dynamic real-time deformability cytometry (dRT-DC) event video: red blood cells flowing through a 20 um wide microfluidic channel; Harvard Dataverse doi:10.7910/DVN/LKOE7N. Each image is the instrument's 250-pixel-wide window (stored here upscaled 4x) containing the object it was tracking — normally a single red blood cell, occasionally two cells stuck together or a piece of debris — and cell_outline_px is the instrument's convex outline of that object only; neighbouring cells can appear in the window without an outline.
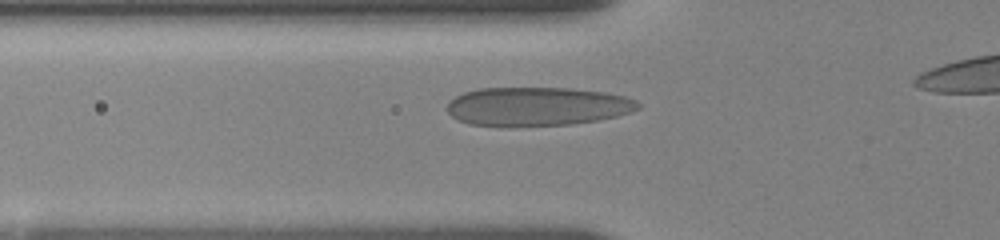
{"species": "human", "species_latin": "Homo sapiens", "temperature_condition": "room temperature", "stored_images_in_passage": 17, "camera_frame_rate_fps": 3000, "um_per_image_px": 0.085, "donor": {"sex": "female"}, "frame": {"image": 1, "passage_image": 2, "time_ms": 0.667, "image_size_px": [1000, 240], "cell_outline_px": [[640, 108], [616, 116], [596, 120], [572, 124], [468, 124], [452, 116], [448, 112], [448, 100], [464, 92], [480, 88], [568, 88], [604, 92], [624, 96], [636, 100], [640, 104]], "centroid_in_image_um": [45.67, 9.01], "position_along_channel_um": 80.1, "area_um2": 42.08}}
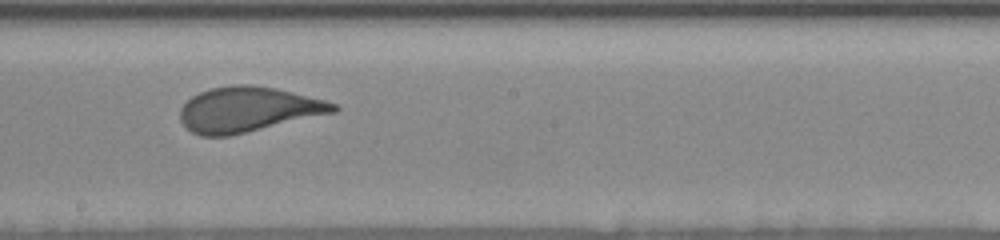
{"frame": {"image": 2, "passage_image": 9, "time_ms": 4.667, "image_size_px": [1000, 240], "cell_outline_px": [[340, 108], [336, 112], [228, 136], [200, 136], [192, 132], [180, 120], [180, 108], [192, 96], [200, 92], [212, 88], [232, 84], [252, 84], [276, 88], [324, 100], [336, 104]], "centroid_in_image_um": [21.07, 9.29], "position_along_channel_um": 227.1, "area_um2": 40.06}}
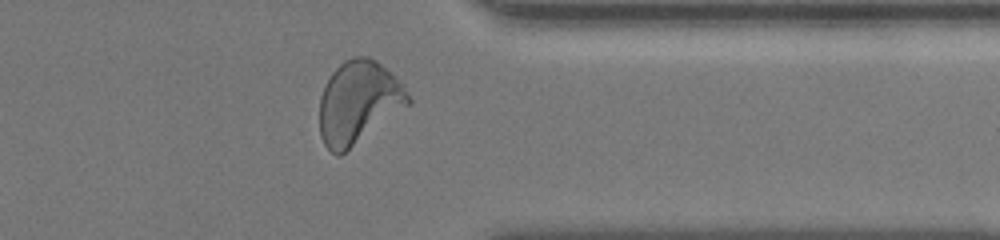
{"frame": {"image": 3, "passage_image": 16, "time_ms": 9.0, "image_size_px": [1000, 240], "cell_outline_px": [[412, 104], [340, 156], [336, 156], [324, 144], [320, 136], [320, 96], [324, 84], [332, 72], [344, 60], [352, 56], [368, 56], [376, 60], [404, 84], [412, 100]], "centroid_in_image_um": [30.49, 8.7], "position_along_channel_um": 380.9, "area_um2": 43.29}}